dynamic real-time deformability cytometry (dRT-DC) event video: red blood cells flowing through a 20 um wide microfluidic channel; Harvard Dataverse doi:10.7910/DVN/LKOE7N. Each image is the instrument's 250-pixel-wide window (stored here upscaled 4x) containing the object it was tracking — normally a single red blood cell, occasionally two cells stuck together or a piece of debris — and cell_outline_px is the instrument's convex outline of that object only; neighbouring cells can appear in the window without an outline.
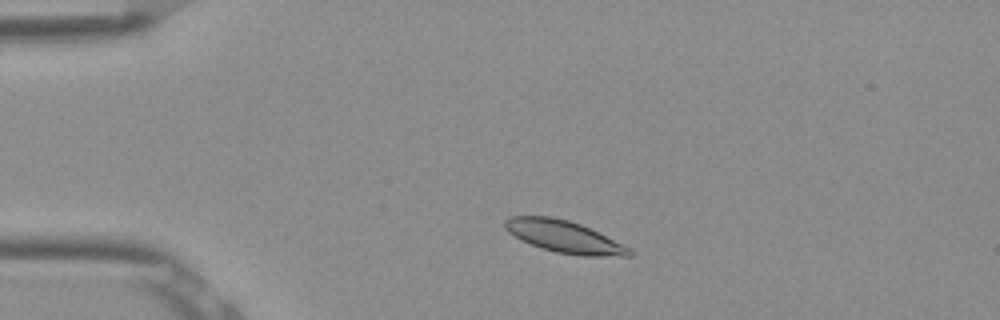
{"species": "Egyptian fruit bat (a non-hibernating species)", "species_latin": "Rousettus aegyptiacus", "temperature_condition": "room temperature", "stored_images_in_passage": 43, "camera_frame_rate_fps": 3000, "um_per_image_px": 0.085, "frame": {"image": 1, "passage_image": 2, "time_ms": 0.333, "image_size_px": [1000, 320], "cell_outline_px": [[632, 256], [580, 256], [556, 252], [540, 248], [520, 240], [508, 232], [504, 228], [504, 220], [508, 216], [552, 216], [568, 220], [580, 224], [632, 248]], "centroid_in_image_um": [47.92, 20.12], "position_along_channel_um": 37.1, "area_um2": 23.41}}
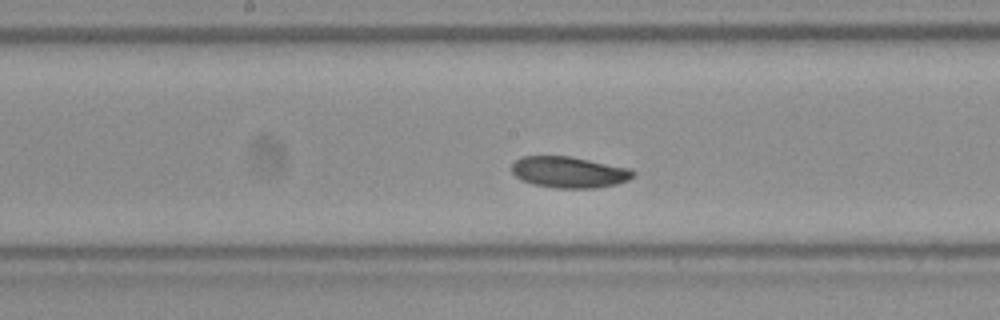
{"frame": {"image": 2, "passage_image": 18, "time_ms": 5.667, "image_size_px": [1000, 320], "cell_outline_px": [[636, 176], [628, 180], [616, 184], [596, 188], [556, 188], [532, 184], [520, 180], [512, 172], [512, 164], [516, 160], [524, 156], [572, 156], [628, 168], [636, 172]], "centroid_in_image_um": [48.38, 14.64], "position_along_channel_um": 199.8, "area_um2": 22.2}}
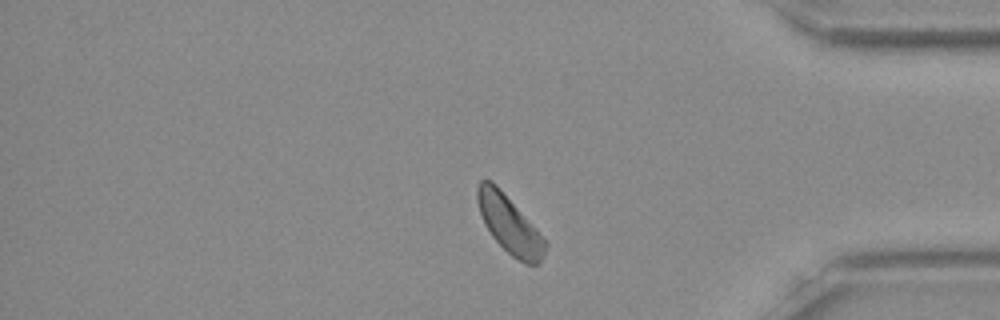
{"frame": {"image": 3, "passage_image": 35, "time_ms": 11.333, "image_size_px": [1000, 320], "cell_outline_px": [[548, 244], [540, 264], [524, 264], [512, 256], [492, 236], [484, 224], [476, 200], [476, 188], [480, 180], [492, 180], [496, 184]], "centroid_in_image_um": [43.27, 19.09], "position_along_channel_um": 391.9, "area_um2": 22.25}, "authors_computed_cell_mechanics": {"area_um2": 22.3108, "velocity_mm_per_s": 3.7957, "shape_relaxation_time_tau1_ms": 3.4935, "shape_relaxation_time_tau2_ms": null, "deformation_change_tau1": 0.0601, "deformation_change_tau2": null}}